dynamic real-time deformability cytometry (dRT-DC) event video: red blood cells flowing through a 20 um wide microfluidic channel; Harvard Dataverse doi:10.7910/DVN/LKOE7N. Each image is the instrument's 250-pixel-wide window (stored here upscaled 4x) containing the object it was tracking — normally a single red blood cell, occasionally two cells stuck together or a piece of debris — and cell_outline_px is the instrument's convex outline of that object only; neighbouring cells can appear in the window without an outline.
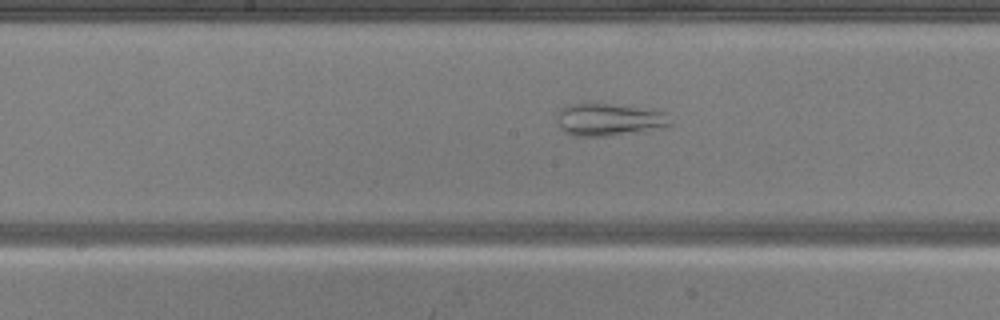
{"species": "common noctule bat (a hibernating species)", "species_latin": "Nyctalus noctula", "temperature_condition": "warm", "stored_images_in_passage": 35, "camera_frame_rate_fps": 3000, "um_per_image_px": 0.085, "animal": {"sex": "male", "body_mass_g": 20.5, "forearm_length_mm": 52.5}, "frame": {"image": 1, "passage_image": 10, "time_ms": 3.0, "image_size_px": [1000, 320], "cell_outline_px": [[672, 124], [668, 128], [608, 136], [572, 136], [564, 132], [560, 128], [556, 116], [560, 108], [568, 104], [608, 104], [664, 112]], "centroid_in_image_um": [51.74, 10.2], "position_along_channel_um": 196.5, "area_um2": 21.33}}
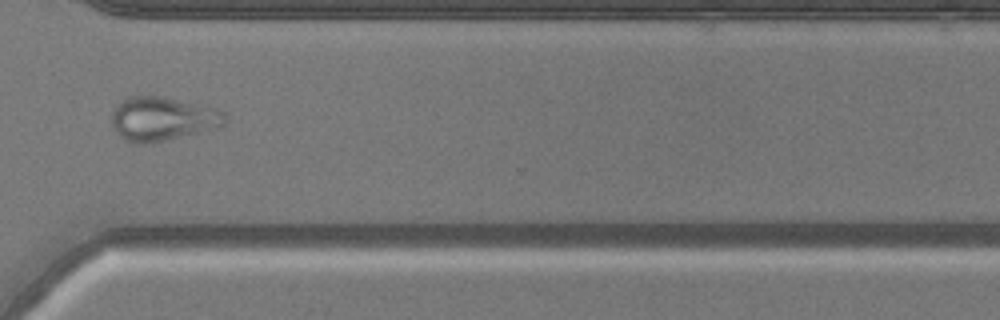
{"frame": {"image": 2, "passage_image": 22, "time_ms": 7.0, "image_size_px": [1000, 320], "cell_outline_px": [[228, 120], [224, 124], [200, 132], [144, 144], [136, 144], [124, 140], [112, 128], [112, 112], [128, 96], [160, 96], [216, 108], [224, 112]], "centroid_in_image_um": [13.8, 10.1], "position_along_channel_um": 356.8, "area_um2": 28.61}}
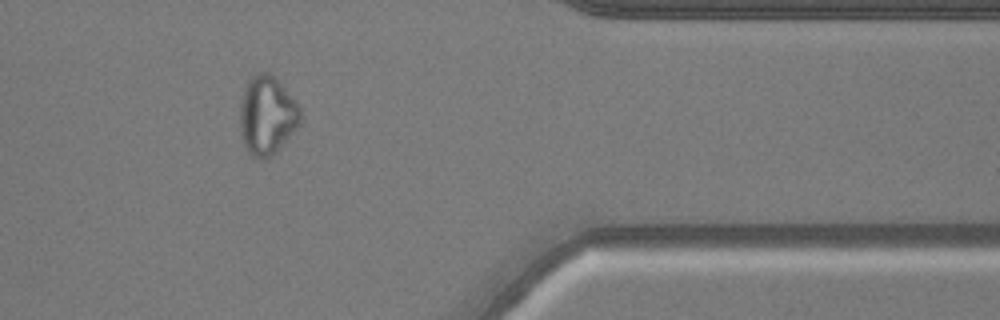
{"frame": {"image": 3, "passage_image": 26, "time_ms": 8.333, "image_size_px": [1000, 320], "cell_outline_px": [[300, 124], [280, 148], [264, 160], [260, 160], [252, 156], [248, 152], [244, 144], [240, 128], [240, 104], [248, 80], [256, 72], [268, 72], [276, 76], [296, 100], [300, 108]], "centroid_in_image_um": [22.71, 9.79], "position_along_channel_um": 388.7, "area_um2": 27.92}}